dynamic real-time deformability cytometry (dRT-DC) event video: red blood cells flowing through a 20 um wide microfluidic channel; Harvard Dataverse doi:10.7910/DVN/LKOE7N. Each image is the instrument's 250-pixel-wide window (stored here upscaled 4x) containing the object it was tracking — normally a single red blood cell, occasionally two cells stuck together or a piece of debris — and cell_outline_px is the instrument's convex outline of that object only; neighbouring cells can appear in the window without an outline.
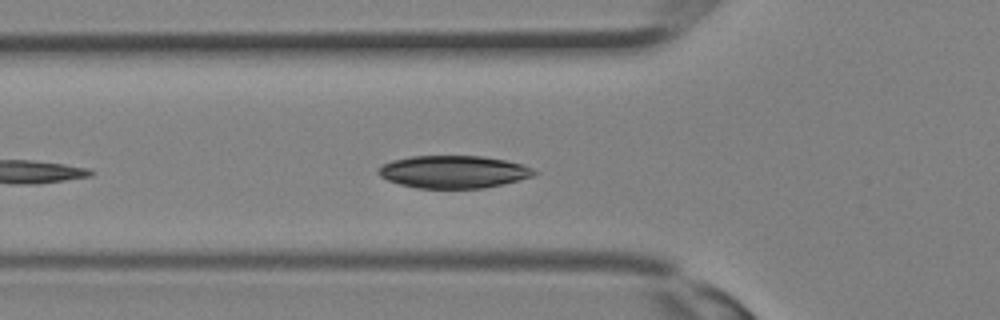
{"species": "Egyptian fruit bat (a non-hibernating species)", "species_latin": "Rousettus aegyptiacus", "temperature_condition": "room temperature", "stored_images_in_passage": 23, "camera_frame_rate_fps": 3000, "um_per_image_px": 0.085, "animal": {"sex": "female"}, "frame": {"image": 1, "passage_image": 3, "time_ms": 0.667, "image_size_px": [1000, 320], "cell_outline_px": [[540, 172], [532, 176], [484, 188], [416, 188], [400, 184], [388, 180], [380, 176], [376, 172], [376, 168], [380, 164], [392, 160], [412, 156], [484, 156], [524, 164]], "centroid_in_image_um": [38.5, 14.59], "position_along_channel_um": 87.3, "area_um2": 29.65}}
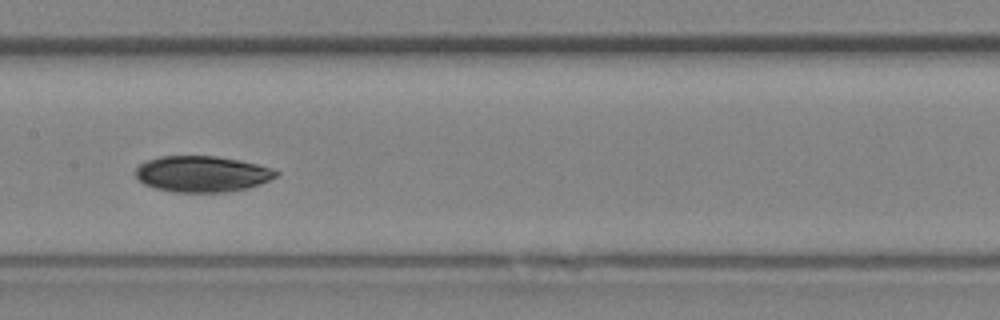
{"frame": {"image": 2, "passage_image": 8, "time_ms": 2.333, "image_size_px": [1000, 320], "cell_outline_px": [[280, 172], [276, 176], [260, 184], [248, 188], [224, 192], [176, 192], [156, 188], [144, 184], [136, 176], [136, 168], [144, 160], [160, 156], [216, 156], [240, 160], [272, 168]], "centroid_in_image_um": [17.17, 14.78], "position_along_channel_um": 190.2, "area_um2": 29.48}}
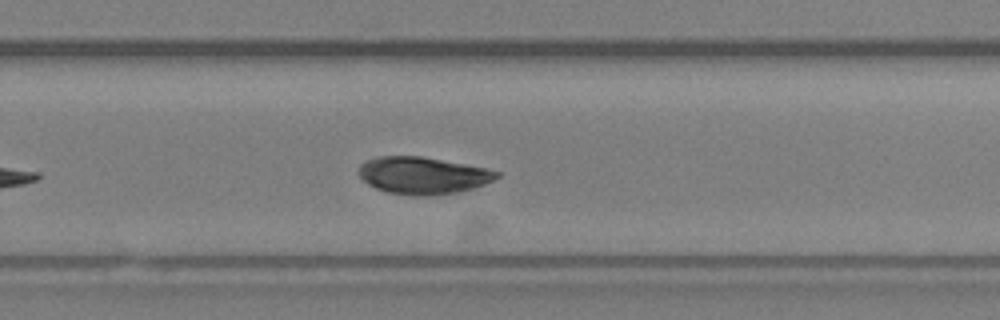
{"frame": {"image": 3, "passage_image": 13, "time_ms": 4.0, "image_size_px": [1000, 320], "cell_outline_px": [[500, 176], [484, 184], [460, 192], [428, 196], [416, 196], [388, 192], [376, 188], [368, 184], [360, 176], [360, 164], [364, 160], [376, 156], [420, 156], [464, 164], [484, 168], [500, 172]], "centroid_in_image_um": [35.92, 14.91], "position_along_channel_um": 293.9, "area_um2": 29.65}}